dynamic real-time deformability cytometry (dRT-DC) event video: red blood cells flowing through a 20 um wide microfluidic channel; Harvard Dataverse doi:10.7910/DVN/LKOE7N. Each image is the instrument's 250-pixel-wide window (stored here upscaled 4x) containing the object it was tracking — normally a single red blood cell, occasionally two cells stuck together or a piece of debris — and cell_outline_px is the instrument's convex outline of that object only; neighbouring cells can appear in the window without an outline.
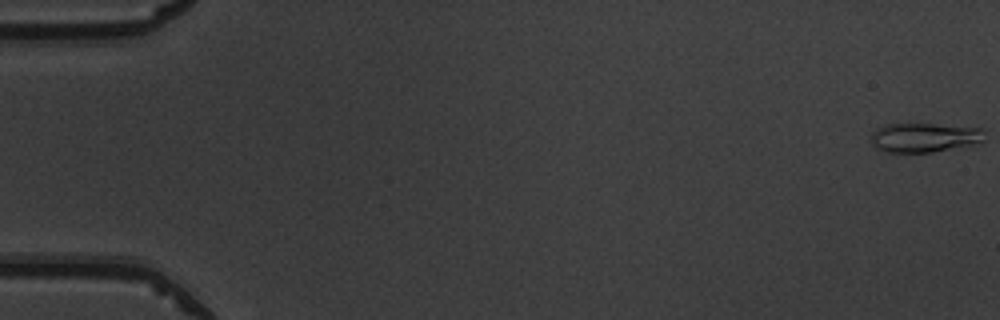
{"species": "common noctule bat (a hibernating species)", "species_latin": "Nyctalus noctula", "temperature_condition": "warm", "stored_images_in_passage": 52, "camera_frame_rate_fps": 3000, "um_per_image_px": 0.085, "animal": {"sex": "male", "body_mass_g": 19.5, "forearm_length_mm": 54.6}, "frame": {"image": 1, "passage_image": 1, "time_ms": 0.0, "image_size_px": [1000, 320], "cell_outline_px": [[984, 140], [972, 144], [932, 152], [888, 152], [876, 148], [872, 144], [872, 132], [876, 128], [888, 124], [932, 124], [984, 128]], "centroid_in_image_um": [78.56, 11.68], "position_along_channel_um": 6.4, "area_um2": 19.19}}
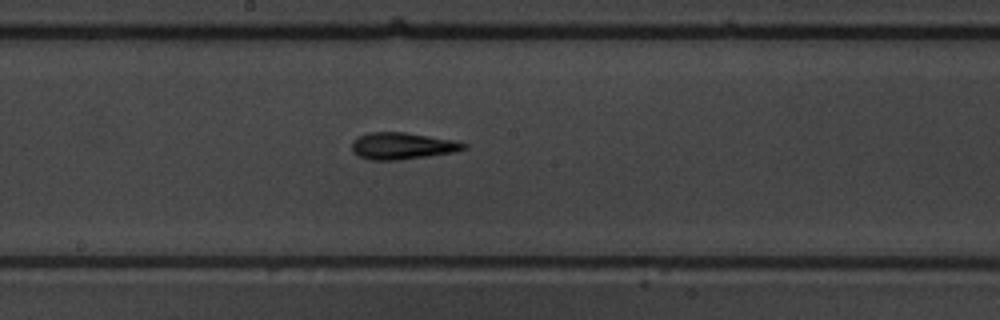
{"frame": {"image": 2, "passage_image": 29, "time_ms": 9.333, "image_size_px": [1000, 320], "cell_outline_px": [[468, 144], [464, 148], [452, 152], [428, 156], [400, 160], [368, 160], [352, 152], [352, 140], [368, 132], [404, 132], [456, 140]], "centroid_in_image_um": [34.17, 12.4], "position_along_channel_um": 214.0, "area_um2": 17.46}}
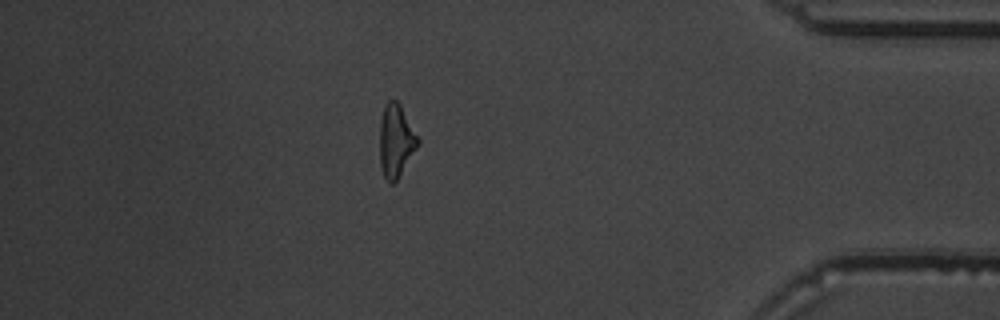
{"frame": {"image": 3, "passage_image": 46, "time_ms": 15.0, "image_size_px": [1000, 320], "cell_outline_px": [[420, 144], [396, 180], [392, 184], [388, 184], [384, 176], [380, 164], [380, 120], [384, 104], [388, 100], [396, 100], [400, 104], [420, 140]], "centroid_in_image_um": [33.65, 11.95], "position_along_channel_um": 401.5, "area_um2": 16.24}, "authors_computed_cell_mechanics": {"area_um2": 16.8198, "velocity_mm_per_s": 3.9607, "shape_relaxation_time_tau1_ms": 6.8439, "shape_relaxation_time_tau2_ms": 3.8362, "deformation_change_tau1": 0.2187, "deformation_change_tau2": 0.1561}}